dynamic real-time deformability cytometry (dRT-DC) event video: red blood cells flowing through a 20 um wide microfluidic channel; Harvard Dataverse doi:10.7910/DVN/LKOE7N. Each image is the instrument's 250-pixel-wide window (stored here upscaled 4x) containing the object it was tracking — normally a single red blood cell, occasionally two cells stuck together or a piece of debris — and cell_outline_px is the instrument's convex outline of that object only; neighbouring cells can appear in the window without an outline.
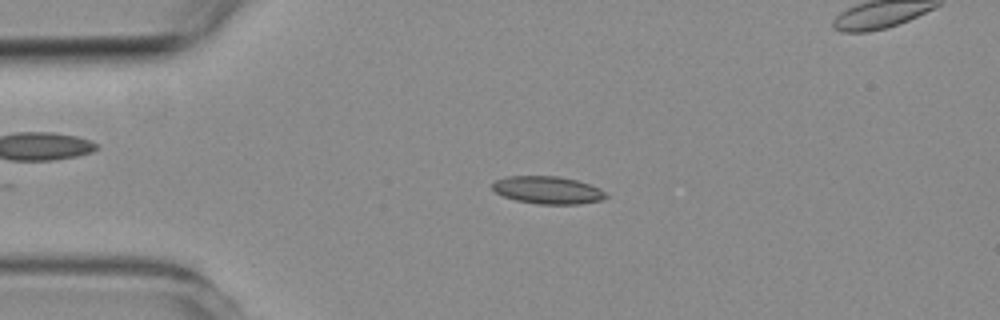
{"species": "common noctule bat (a hibernating species)", "species_latin": "Nyctalus noctula", "temperature_condition": "room temperature", "stored_images_in_passage": 5, "segment_of_instrument_passage": [1, 2], "camera_frame_rate_fps": 3000, "um_per_image_px": 0.085, "animal": {"sex": "female", "body_mass_g": 19.3, "forearm_length_mm": 54.1}, "frame": {"image": 1, "passage_image": 3, "time_ms": 2.333, "image_size_px": [1000, 320], "cell_outline_px": [[608, 196], [604, 200], [580, 204], [536, 204], [516, 200], [504, 196], [496, 192], [492, 188], [492, 184], [496, 180], [508, 176], [560, 176], [576, 180], [600, 188]], "centroid_in_image_um": [46.58, 16.16], "position_along_channel_um": 38.4, "area_um2": 18.26}}